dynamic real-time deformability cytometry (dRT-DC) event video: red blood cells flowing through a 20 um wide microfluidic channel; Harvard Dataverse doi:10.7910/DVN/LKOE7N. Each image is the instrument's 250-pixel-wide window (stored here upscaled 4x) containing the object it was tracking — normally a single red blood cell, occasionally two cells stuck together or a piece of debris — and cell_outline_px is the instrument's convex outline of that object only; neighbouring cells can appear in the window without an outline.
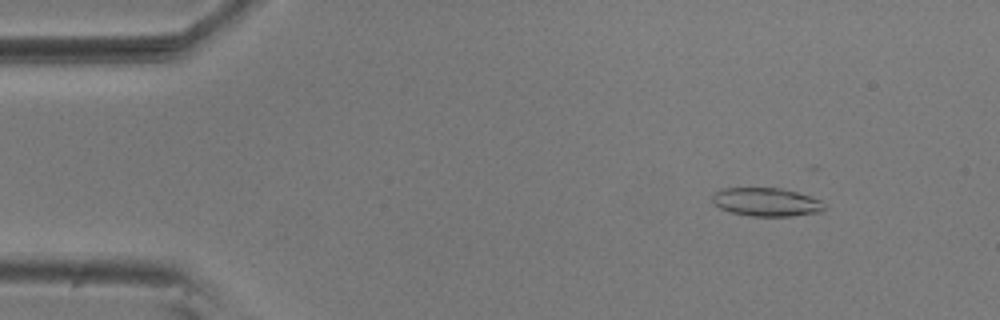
{"species": "common noctule bat (a hibernating species)", "species_latin": "Nyctalus noctula", "temperature_condition": "room temperature", "stored_images_in_passage": 55, "camera_frame_rate_fps": 3000, "um_per_image_px": 0.085, "animal": {"sex": "male", "body_mass_g": 20.5, "forearm_length_mm": 52.5}, "frame": {"image": 1, "passage_image": 7, "time_ms": 2.0, "image_size_px": [1000, 320], "cell_outline_px": [[824, 208], [820, 212], [792, 216], [752, 216], [732, 212], [720, 208], [712, 200], [712, 196], [720, 188], [780, 188], [796, 192], [820, 200]], "centroid_in_image_um": [65.11, 17.17], "position_along_channel_um": 19.9, "area_um2": 18.26}}
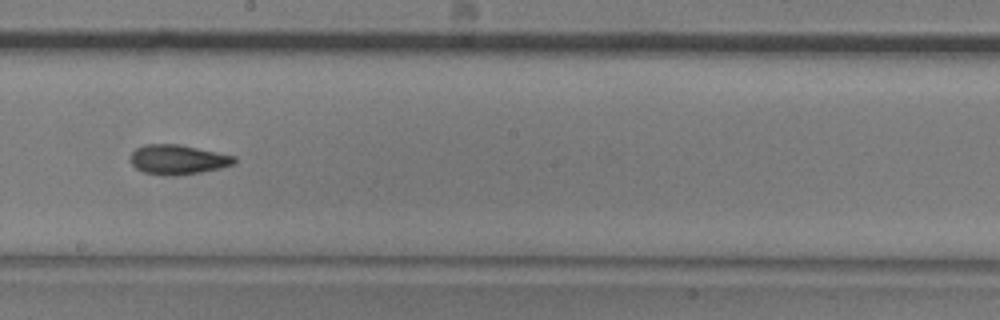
{"frame": {"image": 2, "passage_image": 31, "time_ms": 10.0, "image_size_px": [1000, 320], "cell_outline_px": [[236, 160], [232, 164], [220, 168], [200, 172], [176, 176], [164, 176], [144, 172], [136, 168], [128, 160], [132, 152], [136, 148], [144, 144], [180, 144], [236, 156]], "centroid_in_image_um": [15.08, 13.56], "position_along_channel_um": 233.1, "area_um2": 18.09}}
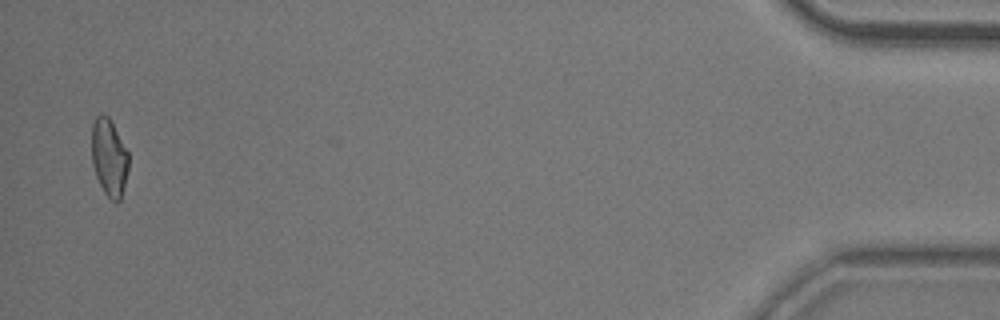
{"frame": {"image": 3, "passage_image": 54, "time_ms": 17.667, "image_size_px": [1000, 320], "cell_outline_px": [[128, 168], [120, 200], [116, 204], [104, 192], [96, 176], [92, 164], [92, 124], [96, 116], [100, 112], [108, 116], [128, 152]], "centroid_in_image_um": [9.26, 13.37], "position_along_channel_um": 425.9, "area_um2": 16.47}, "authors_computed_cell_mechanics": {"area_um2": 17.8024, "velocity_mm_per_s": 3.6794, "shape_relaxation_time_tau1_ms": 6.1192, "shape_relaxation_time_tau2_ms": 2.7604, "deformation_change_tau1": 0.164, "deformation_change_tau2": 0.0902}}